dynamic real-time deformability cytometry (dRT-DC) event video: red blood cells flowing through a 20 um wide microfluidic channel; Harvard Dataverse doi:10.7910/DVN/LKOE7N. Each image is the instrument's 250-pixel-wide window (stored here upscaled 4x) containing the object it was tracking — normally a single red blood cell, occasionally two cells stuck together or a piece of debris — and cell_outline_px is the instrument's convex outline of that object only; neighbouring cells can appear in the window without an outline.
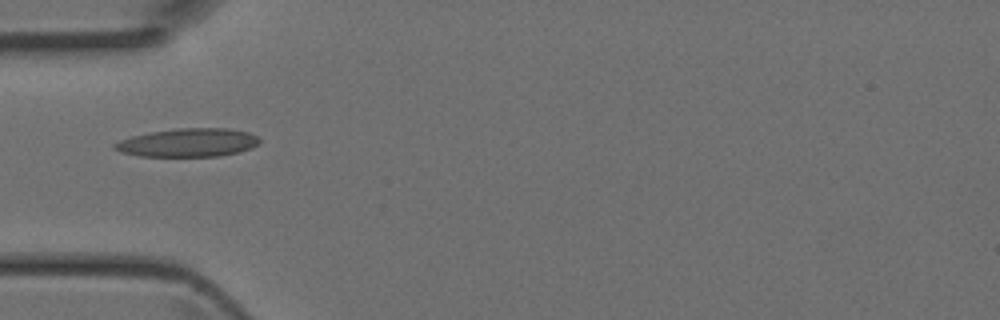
{"species": "Egyptian fruit bat (a non-hibernating species)", "species_latin": "Rousettus aegyptiacus", "temperature_condition": "room temperature", "stored_images_in_passage": 2, "camera_frame_rate_fps": 3000, "um_per_image_px": 0.085, "animal": {"sex": "female"}, "frame": {"image": 1, "passage_image": 1, "time_ms": 0.0, "image_size_px": [1000, 320], "cell_outline_px": [[260, 144], [252, 148], [220, 156], [140, 156], [120, 152], [112, 148], [112, 144], [120, 140], [132, 136], [152, 132], [176, 128], [228, 128], [248, 132], [256, 136], [260, 140]], "centroid_in_image_um": [15.98, 12.12], "position_along_channel_um": 69.0, "area_um2": 23.99}}
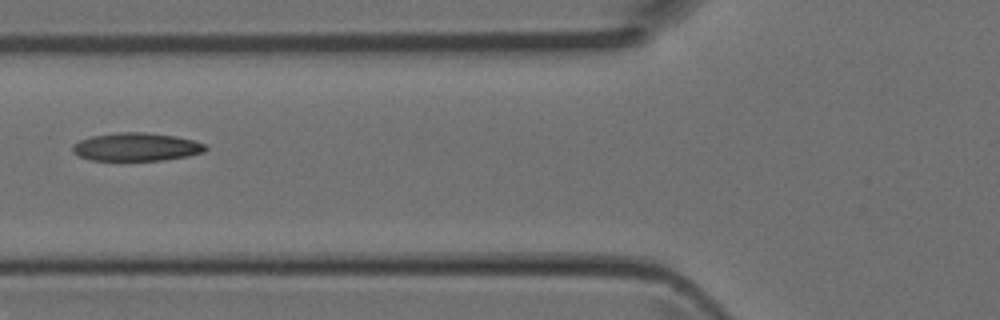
{"frame": {"image": 2, "passage_image": 2, "time_ms": 0.333, "image_size_px": [1000, 320], "cell_outline_px": [[208, 148], [204, 152], [188, 156], [164, 160], [88, 160], [72, 152], [72, 144], [80, 140], [92, 136], [120, 132], [144, 132], [176, 136], [192, 140], [204, 144]], "centroid_in_image_um": [11.58, 12.49], "position_along_channel_um": 114.2, "area_um2": 21.79}}